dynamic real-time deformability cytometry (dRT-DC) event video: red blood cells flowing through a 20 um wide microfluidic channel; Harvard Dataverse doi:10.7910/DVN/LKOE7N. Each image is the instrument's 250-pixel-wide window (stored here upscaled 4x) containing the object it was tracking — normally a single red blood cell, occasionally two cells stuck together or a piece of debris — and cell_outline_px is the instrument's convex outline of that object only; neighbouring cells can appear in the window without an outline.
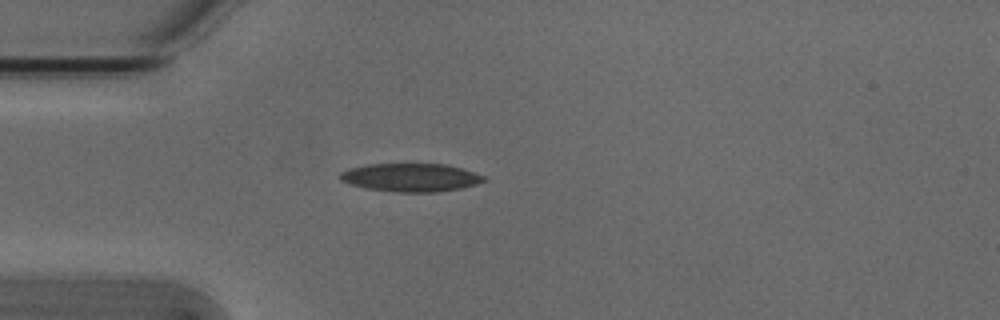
{"species": "Egyptian fruit bat (a non-hibernating species)", "species_latin": "Rousettus aegyptiacus", "temperature_condition": "cold", "stored_images_in_passage": 4, "camera_frame_rate_fps": 3000, "um_per_image_px": 0.085, "animal": {"sex": "male"}, "frame": {"image": 1, "passage_image": 3, "time_ms": 0.667, "image_size_px": [1000, 320], "cell_outline_px": [[488, 180], [476, 184], [460, 188], [436, 192], [396, 192], [368, 188], [352, 184], [340, 180], [340, 172], [352, 168], [368, 164], [448, 164], [484, 176]], "centroid_in_image_um": [34.94, 15.08], "position_along_channel_um": 50.1, "area_um2": 23.35}}